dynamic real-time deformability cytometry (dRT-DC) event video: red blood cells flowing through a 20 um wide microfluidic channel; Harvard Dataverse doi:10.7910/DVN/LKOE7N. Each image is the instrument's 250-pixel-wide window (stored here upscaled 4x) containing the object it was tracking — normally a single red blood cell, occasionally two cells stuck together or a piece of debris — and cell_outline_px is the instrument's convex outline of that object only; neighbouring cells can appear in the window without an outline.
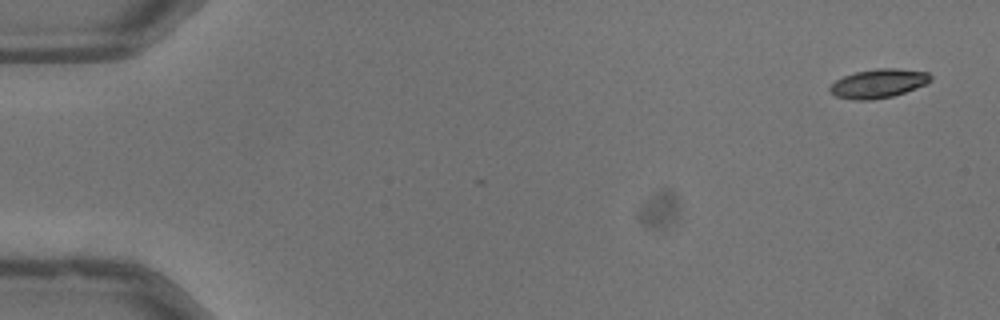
{"species": "common noctule bat (a hibernating species)", "species_latin": "Nyctalus noctula", "temperature_condition": "warm", "stored_images_in_passage": 25, "camera_frame_rate_fps": 3000, "um_per_image_px": 0.085, "animal": {"sex": "male", "body_mass_g": 13.3}, "frame": {"image": 1, "passage_image": 1, "time_ms": 0.0, "image_size_px": [1000, 320], "cell_outline_px": [[932, 80], [916, 88], [892, 96], [872, 100], [852, 100], [836, 96], [828, 92], [828, 88], [836, 80], [844, 76], [856, 72], [876, 68], [896, 68], [928, 72], [932, 76]], "centroid_in_image_um": [74.64, 7.09], "position_along_channel_um": 10.4, "area_um2": 16.99}}
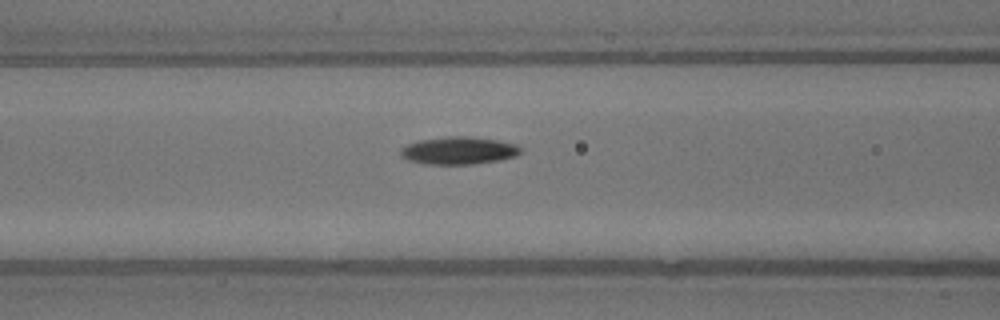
{"frame": {"image": 2, "passage_image": 21, "time_ms": 6.667, "image_size_px": [1000, 320], "cell_outline_px": [[520, 152], [516, 156], [500, 160], [476, 164], [424, 164], [408, 160], [400, 156], [400, 148], [408, 144], [420, 140], [444, 136], [472, 136], [496, 140], [516, 144], [520, 148]], "centroid_in_image_um": [38.96, 12.8], "position_along_channel_um": 127.6, "area_um2": 19.42}}
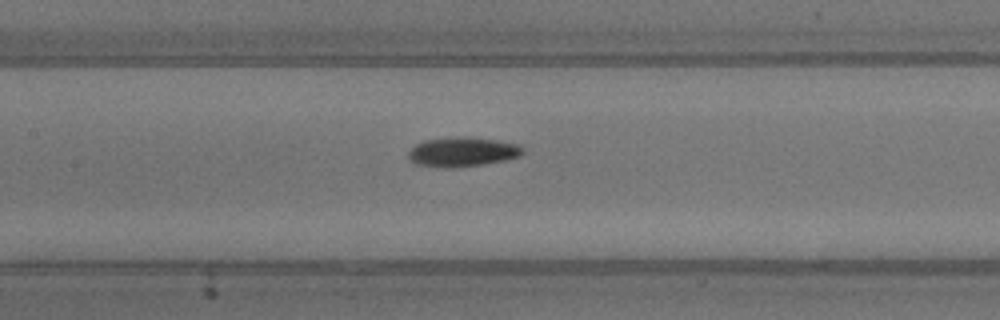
{"frame": {"image": 3, "passage_image": 24, "time_ms": 7.667, "image_size_px": [1000, 320], "cell_outline_px": [[524, 152], [520, 156], [504, 160], [484, 164], [452, 168], [444, 168], [416, 164], [408, 160], [408, 152], [416, 144], [424, 140], [456, 136], [468, 136], [496, 140], [520, 144], [524, 148]], "centroid_in_image_um": [39.31, 12.9], "position_along_channel_um": 168.1, "area_um2": 19.94}}